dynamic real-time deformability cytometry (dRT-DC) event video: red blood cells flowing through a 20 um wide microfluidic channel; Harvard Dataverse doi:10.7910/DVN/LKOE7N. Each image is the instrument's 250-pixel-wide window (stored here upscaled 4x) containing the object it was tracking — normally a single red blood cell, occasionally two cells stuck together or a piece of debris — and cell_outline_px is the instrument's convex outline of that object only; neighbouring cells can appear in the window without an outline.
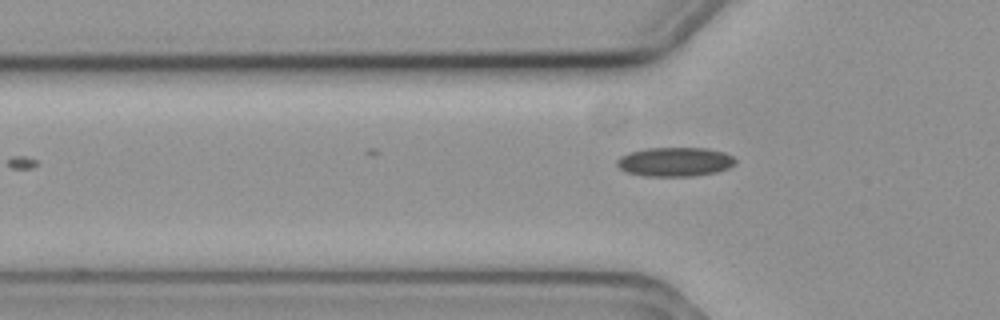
{"species": "common noctule bat (a hibernating species)", "species_latin": "Nyctalus noctula", "temperature_condition": "cold", "stored_images_in_passage": 5, "camera_frame_rate_fps": 3000, "um_per_image_px": 0.085, "animal": {"sex": "female", "body_mass_g": 19.3, "forearm_length_mm": 54.1}, "frame": {"image": 1, "passage_image": 5, "time_ms": 1.333, "image_size_px": [1000, 320], "cell_outline_px": [[736, 164], [728, 168], [716, 172], [692, 176], [644, 176], [628, 172], [620, 168], [616, 164], [616, 160], [620, 156], [632, 152], [648, 148], [708, 148], [724, 152], [732, 156], [736, 160]], "centroid_in_image_um": [57.39, 13.75], "position_along_channel_um": 68.4, "area_um2": 20.06}}